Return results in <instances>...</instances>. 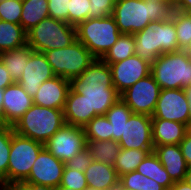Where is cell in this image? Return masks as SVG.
Wrapping results in <instances>:
<instances>
[{
  "label": "cell",
  "mask_w": 191,
  "mask_h": 190,
  "mask_svg": "<svg viewBox=\"0 0 191 190\" xmlns=\"http://www.w3.org/2000/svg\"><path fill=\"white\" fill-rule=\"evenodd\" d=\"M115 190H129V189H124L120 185H118V187Z\"/></svg>",
  "instance_id": "cell-53"
},
{
  "label": "cell",
  "mask_w": 191,
  "mask_h": 190,
  "mask_svg": "<svg viewBox=\"0 0 191 190\" xmlns=\"http://www.w3.org/2000/svg\"><path fill=\"white\" fill-rule=\"evenodd\" d=\"M48 0H23L20 25L26 32L48 18Z\"/></svg>",
  "instance_id": "cell-24"
},
{
  "label": "cell",
  "mask_w": 191,
  "mask_h": 190,
  "mask_svg": "<svg viewBox=\"0 0 191 190\" xmlns=\"http://www.w3.org/2000/svg\"><path fill=\"white\" fill-rule=\"evenodd\" d=\"M93 162L89 150L87 147L79 152L76 156L68 160L65 165L68 168L78 170L80 172H85L88 166Z\"/></svg>",
  "instance_id": "cell-41"
},
{
  "label": "cell",
  "mask_w": 191,
  "mask_h": 190,
  "mask_svg": "<svg viewBox=\"0 0 191 190\" xmlns=\"http://www.w3.org/2000/svg\"><path fill=\"white\" fill-rule=\"evenodd\" d=\"M55 76L78 77L96 59L78 40L71 45L43 52Z\"/></svg>",
  "instance_id": "cell-7"
},
{
  "label": "cell",
  "mask_w": 191,
  "mask_h": 190,
  "mask_svg": "<svg viewBox=\"0 0 191 190\" xmlns=\"http://www.w3.org/2000/svg\"><path fill=\"white\" fill-rule=\"evenodd\" d=\"M54 76L44 53L33 51L25 65L24 73L17 83L33 98L41 84Z\"/></svg>",
  "instance_id": "cell-15"
},
{
  "label": "cell",
  "mask_w": 191,
  "mask_h": 190,
  "mask_svg": "<svg viewBox=\"0 0 191 190\" xmlns=\"http://www.w3.org/2000/svg\"><path fill=\"white\" fill-rule=\"evenodd\" d=\"M118 143L122 149H154L151 116L132 113L123 125Z\"/></svg>",
  "instance_id": "cell-12"
},
{
  "label": "cell",
  "mask_w": 191,
  "mask_h": 190,
  "mask_svg": "<svg viewBox=\"0 0 191 190\" xmlns=\"http://www.w3.org/2000/svg\"><path fill=\"white\" fill-rule=\"evenodd\" d=\"M111 126L105 115L95 116L83 128L86 140H112Z\"/></svg>",
  "instance_id": "cell-33"
},
{
  "label": "cell",
  "mask_w": 191,
  "mask_h": 190,
  "mask_svg": "<svg viewBox=\"0 0 191 190\" xmlns=\"http://www.w3.org/2000/svg\"><path fill=\"white\" fill-rule=\"evenodd\" d=\"M119 185L129 190H166L155 180L137 171L126 173L119 177Z\"/></svg>",
  "instance_id": "cell-32"
},
{
  "label": "cell",
  "mask_w": 191,
  "mask_h": 190,
  "mask_svg": "<svg viewBox=\"0 0 191 190\" xmlns=\"http://www.w3.org/2000/svg\"><path fill=\"white\" fill-rule=\"evenodd\" d=\"M154 153L173 182L184 180L188 165L179 144L154 146Z\"/></svg>",
  "instance_id": "cell-18"
},
{
  "label": "cell",
  "mask_w": 191,
  "mask_h": 190,
  "mask_svg": "<svg viewBox=\"0 0 191 190\" xmlns=\"http://www.w3.org/2000/svg\"><path fill=\"white\" fill-rule=\"evenodd\" d=\"M34 50L28 44L17 48L0 52V60L6 67L14 82H18L24 73L30 54Z\"/></svg>",
  "instance_id": "cell-23"
},
{
  "label": "cell",
  "mask_w": 191,
  "mask_h": 190,
  "mask_svg": "<svg viewBox=\"0 0 191 190\" xmlns=\"http://www.w3.org/2000/svg\"><path fill=\"white\" fill-rule=\"evenodd\" d=\"M172 20L176 28L178 46L181 50H185L191 43V15L175 10Z\"/></svg>",
  "instance_id": "cell-35"
},
{
  "label": "cell",
  "mask_w": 191,
  "mask_h": 190,
  "mask_svg": "<svg viewBox=\"0 0 191 190\" xmlns=\"http://www.w3.org/2000/svg\"><path fill=\"white\" fill-rule=\"evenodd\" d=\"M27 44V32L20 24L0 20V52Z\"/></svg>",
  "instance_id": "cell-26"
},
{
  "label": "cell",
  "mask_w": 191,
  "mask_h": 190,
  "mask_svg": "<svg viewBox=\"0 0 191 190\" xmlns=\"http://www.w3.org/2000/svg\"><path fill=\"white\" fill-rule=\"evenodd\" d=\"M121 34L112 15L104 18H88L76 26L77 40L98 59H101L117 42Z\"/></svg>",
  "instance_id": "cell-4"
},
{
  "label": "cell",
  "mask_w": 191,
  "mask_h": 190,
  "mask_svg": "<svg viewBox=\"0 0 191 190\" xmlns=\"http://www.w3.org/2000/svg\"><path fill=\"white\" fill-rule=\"evenodd\" d=\"M3 184H4V183L0 180V190H2Z\"/></svg>",
  "instance_id": "cell-54"
},
{
  "label": "cell",
  "mask_w": 191,
  "mask_h": 190,
  "mask_svg": "<svg viewBox=\"0 0 191 190\" xmlns=\"http://www.w3.org/2000/svg\"><path fill=\"white\" fill-rule=\"evenodd\" d=\"M154 149H122L120 150L114 168L118 177L136 171L138 165L153 152Z\"/></svg>",
  "instance_id": "cell-28"
},
{
  "label": "cell",
  "mask_w": 191,
  "mask_h": 190,
  "mask_svg": "<svg viewBox=\"0 0 191 190\" xmlns=\"http://www.w3.org/2000/svg\"><path fill=\"white\" fill-rule=\"evenodd\" d=\"M189 131L185 124L163 119H152V141L154 146L179 144Z\"/></svg>",
  "instance_id": "cell-20"
},
{
  "label": "cell",
  "mask_w": 191,
  "mask_h": 190,
  "mask_svg": "<svg viewBox=\"0 0 191 190\" xmlns=\"http://www.w3.org/2000/svg\"><path fill=\"white\" fill-rule=\"evenodd\" d=\"M135 54L149 64L158 58L157 22L134 34Z\"/></svg>",
  "instance_id": "cell-21"
},
{
  "label": "cell",
  "mask_w": 191,
  "mask_h": 190,
  "mask_svg": "<svg viewBox=\"0 0 191 190\" xmlns=\"http://www.w3.org/2000/svg\"><path fill=\"white\" fill-rule=\"evenodd\" d=\"M135 54L134 34H121L113 46L101 58L107 64L117 63Z\"/></svg>",
  "instance_id": "cell-29"
},
{
  "label": "cell",
  "mask_w": 191,
  "mask_h": 190,
  "mask_svg": "<svg viewBox=\"0 0 191 190\" xmlns=\"http://www.w3.org/2000/svg\"><path fill=\"white\" fill-rule=\"evenodd\" d=\"M12 126L0 125V180L8 184V163L11 149Z\"/></svg>",
  "instance_id": "cell-34"
},
{
  "label": "cell",
  "mask_w": 191,
  "mask_h": 190,
  "mask_svg": "<svg viewBox=\"0 0 191 190\" xmlns=\"http://www.w3.org/2000/svg\"><path fill=\"white\" fill-rule=\"evenodd\" d=\"M3 125L13 126L33 105V98L18 84L4 89Z\"/></svg>",
  "instance_id": "cell-16"
},
{
  "label": "cell",
  "mask_w": 191,
  "mask_h": 190,
  "mask_svg": "<svg viewBox=\"0 0 191 190\" xmlns=\"http://www.w3.org/2000/svg\"><path fill=\"white\" fill-rule=\"evenodd\" d=\"M90 0H70L68 24L77 26L89 18Z\"/></svg>",
  "instance_id": "cell-36"
},
{
  "label": "cell",
  "mask_w": 191,
  "mask_h": 190,
  "mask_svg": "<svg viewBox=\"0 0 191 190\" xmlns=\"http://www.w3.org/2000/svg\"><path fill=\"white\" fill-rule=\"evenodd\" d=\"M182 154L188 166H191V131L189 130L184 139L179 143Z\"/></svg>",
  "instance_id": "cell-42"
},
{
  "label": "cell",
  "mask_w": 191,
  "mask_h": 190,
  "mask_svg": "<svg viewBox=\"0 0 191 190\" xmlns=\"http://www.w3.org/2000/svg\"><path fill=\"white\" fill-rule=\"evenodd\" d=\"M66 124L83 127L89 122V104L78 92L69 90L63 108Z\"/></svg>",
  "instance_id": "cell-22"
},
{
  "label": "cell",
  "mask_w": 191,
  "mask_h": 190,
  "mask_svg": "<svg viewBox=\"0 0 191 190\" xmlns=\"http://www.w3.org/2000/svg\"><path fill=\"white\" fill-rule=\"evenodd\" d=\"M88 188L95 190H115L119 185V177L114 166L94 161L84 172Z\"/></svg>",
  "instance_id": "cell-19"
},
{
  "label": "cell",
  "mask_w": 191,
  "mask_h": 190,
  "mask_svg": "<svg viewBox=\"0 0 191 190\" xmlns=\"http://www.w3.org/2000/svg\"><path fill=\"white\" fill-rule=\"evenodd\" d=\"M108 65L112 73L113 86L120 95L151 73V64L136 54L123 61Z\"/></svg>",
  "instance_id": "cell-13"
},
{
  "label": "cell",
  "mask_w": 191,
  "mask_h": 190,
  "mask_svg": "<svg viewBox=\"0 0 191 190\" xmlns=\"http://www.w3.org/2000/svg\"><path fill=\"white\" fill-rule=\"evenodd\" d=\"M188 56L191 57V43L184 50Z\"/></svg>",
  "instance_id": "cell-52"
},
{
  "label": "cell",
  "mask_w": 191,
  "mask_h": 190,
  "mask_svg": "<svg viewBox=\"0 0 191 190\" xmlns=\"http://www.w3.org/2000/svg\"><path fill=\"white\" fill-rule=\"evenodd\" d=\"M65 163L53 156L43 147L34 164L28 178L22 183H34L57 188L60 185Z\"/></svg>",
  "instance_id": "cell-14"
},
{
  "label": "cell",
  "mask_w": 191,
  "mask_h": 190,
  "mask_svg": "<svg viewBox=\"0 0 191 190\" xmlns=\"http://www.w3.org/2000/svg\"><path fill=\"white\" fill-rule=\"evenodd\" d=\"M70 0H48V13L51 18L68 23Z\"/></svg>",
  "instance_id": "cell-40"
},
{
  "label": "cell",
  "mask_w": 191,
  "mask_h": 190,
  "mask_svg": "<svg viewBox=\"0 0 191 190\" xmlns=\"http://www.w3.org/2000/svg\"><path fill=\"white\" fill-rule=\"evenodd\" d=\"M118 0H90L89 18H104L111 16Z\"/></svg>",
  "instance_id": "cell-39"
},
{
  "label": "cell",
  "mask_w": 191,
  "mask_h": 190,
  "mask_svg": "<svg viewBox=\"0 0 191 190\" xmlns=\"http://www.w3.org/2000/svg\"><path fill=\"white\" fill-rule=\"evenodd\" d=\"M158 57L164 53L177 52L181 49L178 46L177 33L174 21L157 22Z\"/></svg>",
  "instance_id": "cell-31"
},
{
  "label": "cell",
  "mask_w": 191,
  "mask_h": 190,
  "mask_svg": "<svg viewBox=\"0 0 191 190\" xmlns=\"http://www.w3.org/2000/svg\"><path fill=\"white\" fill-rule=\"evenodd\" d=\"M174 9L180 12H191V0H174Z\"/></svg>",
  "instance_id": "cell-44"
},
{
  "label": "cell",
  "mask_w": 191,
  "mask_h": 190,
  "mask_svg": "<svg viewBox=\"0 0 191 190\" xmlns=\"http://www.w3.org/2000/svg\"><path fill=\"white\" fill-rule=\"evenodd\" d=\"M136 171L155 180L166 190H170L171 186L174 184L154 151L146 156V158L138 165Z\"/></svg>",
  "instance_id": "cell-25"
},
{
  "label": "cell",
  "mask_w": 191,
  "mask_h": 190,
  "mask_svg": "<svg viewBox=\"0 0 191 190\" xmlns=\"http://www.w3.org/2000/svg\"><path fill=\"white\" fill-rule=\"evenodd\" d=\"M4 89H0V125H3V100Z\"/></svg>",
  "instance_id": "cell-49"
},
{
  "label": "cell",
  "mask_w": 191,
  "mask_h": 190,
  "mask_svg": "<svg viewBox=\"0 0 191 190\" xmlns=\"http://www.w3.org/2000/svg\"><path fill=\"white\" fill-rule=\"evenodd\" d=\"M132 110L120 98L113 106L106 112L105 116L109 120L111 126L112 140L119 142L122 135V128L124 123H127Z\"/></svg>",
  "instance_id": "cell-30"
},
{
  "label": "cell",
  "mask_w": 191,
  "mask_h": 190,
  "mask_svg": "<svg viewBox=\"0 0 191 190\" xmlns=\"http://www.w3.org/2000/svg\"><path fill=\"white\" fill-rule=\"evenodd\" d=\"M160 86L152 74L140 79L121 94L132 113L153 115L160 94Z\"/></svg>",
  "instance_id": "cell-10"
},
{
  "label": "cell",
  "mask_w": 191,
  "mask_h": 190,
  "mask_svg": "<svg viewBox=\"0 0 191 190\" xmlns=\"http://www.w3.org/2000/svg\"><path fill=\"white\" fill-rule=\"evenodd\" d=\"M186 93L187 101L189 103V112H190V126H191V85L184 88Z\"/></svg>",
  "instance_id": "cell-48"
},
{
  "label": "cell",
  "mask_w": 191,
  "mask_h": 190,
  "mask_svg": "<svg viewBox=\"0 0 191 190\" xmlns=\"http://www.w3.org/2000/svg\"><path fill=\"white\" fill-rule=\"evenodd\" d=\"M25 190H55L54 187L34 183H20Z\"/></svg>",
  "instance_id": "cell-45"
},
{
  "label": "cell",
  "mask_w": 191,
  "mask_h": 190,
  "mask_svg": "<svg viewBox=\"0 0 191 190\" xmlns=\"http://www.w3.org/2000/svg\"><path fill=\"white\" fill-rule=\"evenodd\" d=\"M77 40L76 27L51 17L27 32V44L36 52L64 48Z\"/></svg>",
  "instance_id": "cell-6"
},
{
  "label": "cell",
  "mask_w": 191,
  "mask_h": 190,
  "mask_svg": "<svg viewBox=\"0 0 191 190\" xmlns=\"http://www.w3.org/2000/svg\"><path fill=\"white\" fill-rule=\"evenodd\" d=\"M44 144L14 132L12 127L11 149L8 163V184L24 182Z\"/></svg>",
  "instance_id": "cell-8"
},
{
  "label": "cell",
  "mask_w": 191,
  "mask_h": 190,
  "mask_svg": "<svg viewBox=\"0 0 191 190\" xmlns=\"http://www.w3.org/2000/svg\"><path fill=\"white\" fill-rule=\"evenodd\" d=\"M152 1H174V0H152Z\"/></svg>",
  "instance_id": "cell-55"
},
{
  "label": "cell",
  "mask_w": 191,
  "mask_h": 190,
  "mask_svg": "<svg viewBox=\"0 0 191 190\" xmlns=\"http://www.w3.org/2000/svg\"><path fill=\"white\" fill-rule=\"evenodd\" d=\"M2 190H25L20 184H3Z\"/></svg>",
  "instance_id": "cell-47"
},
{
  "label": "cell",
  "mask_w": 191,
  "mask_h": 190,
  "mask_svg": "<svg viewBox=\"0 0 191 190\" xmlns=\"http://www.w3.org/2000/svg\"><path fill=\"white\" fill-rule=\"evenodd\" d=\"M70 89L81 94L89 104V122L95 116L105 115L121 98L113 86L110 66L98 58L70 80Z\"/></svg>",
  "instance_id": "cell-1"
},
{
  "label": "cell",
  "mask_w": 191,
  "mask_h": 190,
  "mask_svg": "<svg viewBox=\"0 0 191 190\" xmlns=\"http://www.w3.org/2000/svg\"><path fill=\"white\" fill-rule=\"evenodd\" d=\"M170 190H191V186L188 185L184 180L174 182Z\"/></svg>",
  "instance_id": "cell-46"
},
{
  "label": "cell",
  "mask_w": 191,
  "mask_h": 190,
  "mask_svg": "<svg viewBox=\"0 0 191 190\" xmlns=\"http://www.w3.org/2000/svg\"><path fill=\"white\" fill-rule=\"evenodd\" d=\"M151 74L161 89L191 85V57L184 50L164 53L151 64Z\"/></svg>",
  "instance_id": "cell-5"
},
{
  "label": "cell",
  "mask_w": 191,
  "mask_h": 190,
  "mask_svg": "<svg viewBox=\"0 0 191 190\" xmlns=\"http://www.w3.org/2000/svg\"><path fill=\"white\" fill-rule=\"evenodd\" d=\"M86 143L83 127L64 124L44 147L58 160L66 163L85 149Z\"/></svg>",
  "instance_id": "cell-9"
},
{
  "label": "cell",
  "mask_w": 191,
  "mask_h": 190,
  "mask_svg": "<svg viewBox=\"0 0 191 190\" xmlns=\"http://www.w3.org/2000/svg\"><path fill=\"white\" fill-rule=\"evenodd\" d=\"M60 186L85 190L88 188L85 174L75 169L68 168L66 165L63 170Z\"/></svg>",
  "instance_id": "cell-38"
},
{
  "label": "cell",
  "mask_w": 191,
  "mask_h": 190,
  "mask_svg": "<svg viewBox=\"0 0 191 190\" xmlns=\"http://www.w3.org/2000/svg\"><path fill=\"white\" fill-rule=\"evenodd\" d=\"M70 90V80L54 76L39 87L33 97V104L63 110Z\"/></svg>",
  "instance_id": "cell-17"
},
{
  "label": "cell",
  "mask_w": 191,
  "mask_h": 190,
  "mask_svg": "<svg viewBox=\"0 0 191 190\" xmlns=\"http://www.w3.org/2000/svg\"><path fill=\"white\" fill-rule=\"evenodd\" d=\"M12 77L6 67L0 60V89H5L7 86L14 84Z\"/></svg>",
  "instance_id": "cell-43"
},
{
  "label": "cell",
  "mask_w": 191,
  "mask_h": 190,
  "mask_svg": "<svg viewBox=\"0 0 191 190\" xmlns=\"http://www.w3.org/2000/svg\"><path fill=\"white\" fill-rule=\"evenodd\" d=\"M174 11V1L118 0L112 16L122 34H135L152 22L170 21Z\"/></svg>",
  "instance_id": "cell-2"
},
{
  "label": "cell",
  "mask_w": 191,
  "mask_h": 190,
  "mask_svg": "<svg viewBox=\"0 0 191 190\" xmlns=\"http://www.w3.org/2000/svg\"><path fill=\"white\" fill-rule=\"evenodd\" d=\"M86 142V147L94 161L114 166L116 157L121 150V146L117 141L86 140Z\"/></svg>",
  "instance_id": "cell-27"
},
{
  "label": "cell",
  "mask_w": 191,
  "mask_h": 190,
  "mask_svg": "<svg viewBox=\"0 0 191 190\" xmlns=\"http://www.w3.org/2000/svg\"><path fill=\"white\" fill-rule=\"evenodd\" d=\"M184 181L191 186V166H188Z\"/></svg>",
  "instance_id": "cell-50"
},
{
  "label": "cell",
  "mask_w": 191,
  "mask_h": 190,
  "mask_svg": "<svg viewBox=\"0 0 191 190\" xmlns=\"http://www.w3.org/2000/svg\"><path fill=\"white\" fill-rule=\"evenodd\" d=\"M64 124L63 110L33 104L12 127L18 135L45 144Z\"/></svg>",
  "instance_id": "cell-3"
},
{
  "label": "cell",
  "mask_w": 191,
  "mask_h": 190,
  "mask_svg": "<svg viewBox=\"0 0 191 190\" xmlns=\"http://www.w3.org/2000/svg\"><path fill=\"white\" fill-rule=\"evenodd\" d=\"M55 190H77V189H74V188H68V187H63V186H58L57 188H55Z\"/></svg>",
  "instance_id": "cell-51"
},
{
  "label": "cell",
  "mask_w": 191,
  "mask_h": 190,
  "mask_svg": "<svg viewBox=\"0 0 191 190\" xmlns=\"http://www.w3.org/2000/svg\"><path fill=\"white\" fill-rule=\"evenodd\" d=\"M151 118L179 122L190 128L189 103L184 89H161Z\"/></svg>",
  "instance_id": "cell-11"
},
{
  "label": "cell",
  "mask_w": 191,
  "mask_h": 190,
  "mask_svg": "<svg viewBox=\"0 0 191 190\" xmlns=\"http://www.w3.org/2000/svg\"><path fill=\"white\" fill-rule=\"evenodd\" d=\"M22 0H0V20L20 24Z\"/></svg>",
  "instance_id": "cell-37"
}]
</instances>
